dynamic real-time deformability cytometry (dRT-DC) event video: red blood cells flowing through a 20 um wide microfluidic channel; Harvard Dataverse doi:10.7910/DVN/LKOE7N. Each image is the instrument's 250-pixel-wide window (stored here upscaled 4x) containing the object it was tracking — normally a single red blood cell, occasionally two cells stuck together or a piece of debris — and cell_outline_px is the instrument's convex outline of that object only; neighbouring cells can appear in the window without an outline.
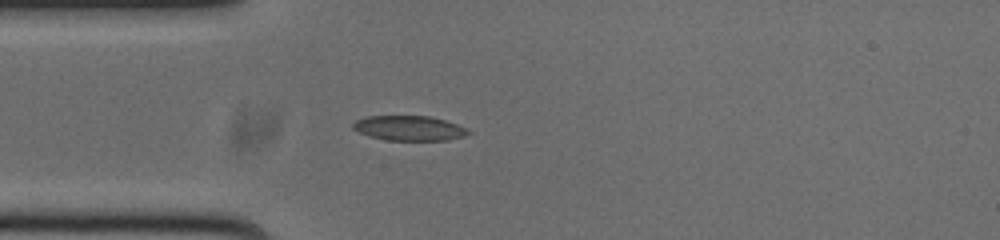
{"species": "common noctule bat (a hibernating species)", "species_latin": "Nyctalus noctula", "temperature_condition": "cold", "stored_images_in_passage": 40, "camera_frame_rate_fps": 3000, "um_per_image_px": 0.085, "animal": {"sex": "male", "body_mass_g": 20.0, "forearm_length_mm": 53.3}, "frame": {"image": 1, "passage_image": 1, "time_ms": 0.0, "image_size_px": [1000, 240], "cell_outline_px": [[472, 132], [464, 136], [448, 140], [384, 140], [368, 136], [352, 128], [352, 124], [356, 120], [368, 116], [432, 116], [456, 124]], "centroid_in_image_um": [34.76, 10.89], "position_along_channel_um": 50.2, "area_um2": 16.65}}
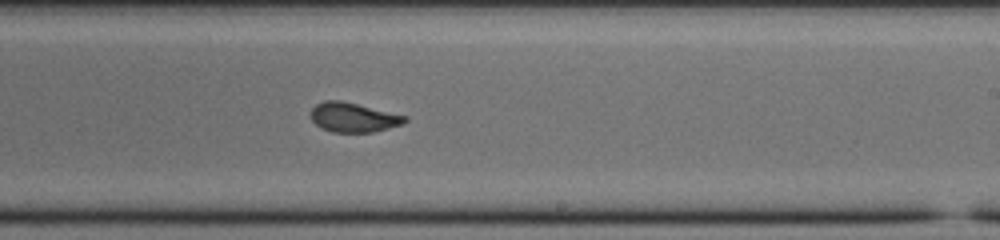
{"frame": {"image": 2, "passage_image": 18, "time_ms": 5.667, "image_size_px": [1000, 240], "cell_outline_px": [[408, 120], [404, 124], [372, 132], [332, 132], [320, 128], [312, 120], [312, 108], [316, 104], [324, 100], [340, 100], [408, 116]], "centroid_in_image_um": [30.05, 9.98], "position_along_channel_um": 258.9, "area_um2": 16.13}}
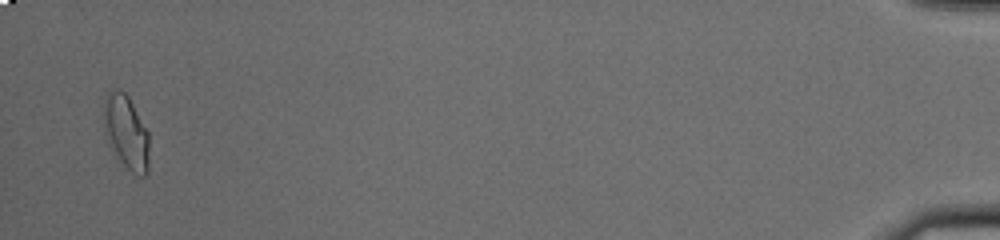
{"frame": {"image": 3, "passage_image": 39, "time_ms": 12.667, "image_size_px": [1000, 240], "cell_outline_px": [[148, 172], [144, 176], [140, 176], [132, 172], [116, 156], [108, 144], [104, 132], [104, 108], [108, 92], [116, 88], [120, 88], [128, 96], [148, 132]], "centroid_in_image_um": [10.72, 11.24], "position_along_channel_um": 424.5, "area_um2": 19.36}, "authors_computed_cell_mechanics": {"area_um2": 16.6464, "velocity_mm_per_s": 3.7683, "shape_relaxation_time_tau1_ms": null, "shape_relaxation_time_tau2_ms": 1.3377, "deformation_change_tau1": null, "deformation_change_tau2": 0.0741}}